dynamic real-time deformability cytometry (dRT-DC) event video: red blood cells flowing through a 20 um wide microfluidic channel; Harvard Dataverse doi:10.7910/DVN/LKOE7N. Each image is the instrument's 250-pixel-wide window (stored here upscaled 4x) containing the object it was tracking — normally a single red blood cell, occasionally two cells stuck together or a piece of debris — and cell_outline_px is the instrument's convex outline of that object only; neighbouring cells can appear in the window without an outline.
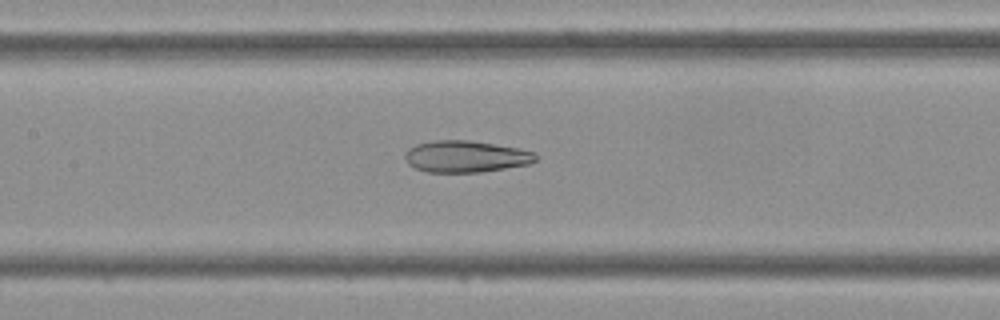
{"species": "Egyptian fruit bat (a non-hibernating species)", "species_latin": "Rousettus aegyptiacus", "temperature_condition": "cold", "stored_images_in_passage": 34, "camera_frame_rate_fps": 3000, "um_per_image_px": 0.085, "frame": {"image": 1, "passage_image": 10, "time_ms": 3.0, "image_size_px": [1000, 320], "cell_outline_px": [[536, 160], [528, 164], [480, 172], [428, 172], [416, 168], [408, 164], [404, 156], [404, 152], [408, 148], [416, 144], [436, 140], [468, 140], [520, 148], [536, 152]], "centroid_in_image_um": [39.57, 13.29], "position_along_channel_um": 167.8, "area_um2": 24.1}}
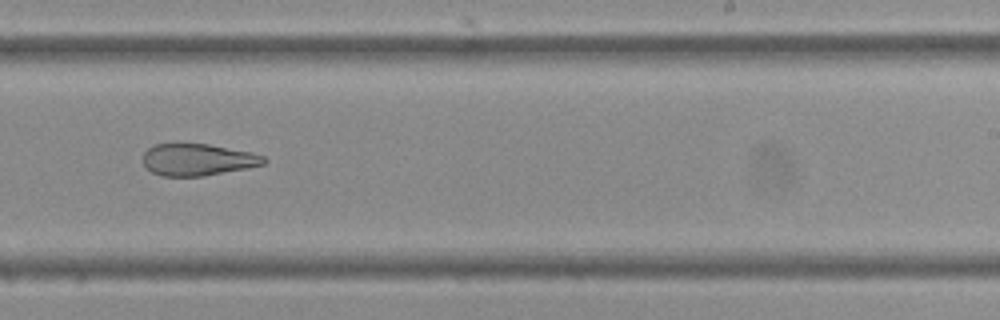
{"frame": {"image": 2, "passage_image": 17, "time_ms": 5.333, "image_size_px": [1000, 320], "cell_outline_px": [[268, 160], [264, 164], [248, 168], [204, 176], [160, 176], [152, 172], [144, 164], [144, 152], [148, 148], [156, 144], [208, 144], [252, 152], [264, 156]], "centroid_in_image_um": [16.84, 13.58], "position_along_channel_um": 272.2, "area_um2": 22.43}}
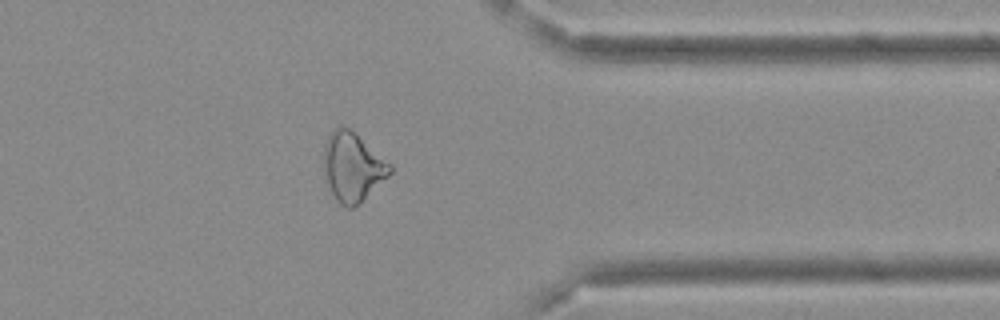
{"frame": {"image": 3, "passage_image": 25, "time_ms": 8.0, "image_size_px": [1000, 320], "cell_outline_px": [[392, 172], [360, 204], [352, 208], [348, 208], [340, 204], [336, 200], [332, 192], [324, 172], [324, 144], [328, 136], [340, 124], [344, 124], [392, 164]], "centroid_in_image_um": [29.98, 14.19], "position_along_channel_um": 381.4, "area_um2": 26.47}}